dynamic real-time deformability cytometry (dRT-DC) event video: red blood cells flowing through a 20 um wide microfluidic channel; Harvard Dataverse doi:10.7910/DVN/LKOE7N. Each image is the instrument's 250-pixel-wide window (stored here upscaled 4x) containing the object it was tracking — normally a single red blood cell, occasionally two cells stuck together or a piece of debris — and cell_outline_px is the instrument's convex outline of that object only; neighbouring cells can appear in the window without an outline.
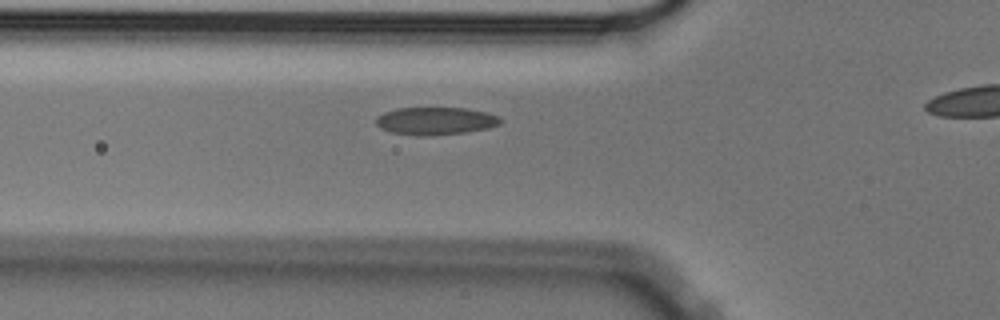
{"species": "Egyptian fruit bat (a non-hibernating species)", "species_latin": "Rousettus aegyptiacus", "temperature_condition": "cold", "stored_images_in_passage": 40, "camera_frame_rate_fps": 3000, "um_per_image_px": 0.085, "animal": {"sex": "male"}, "frame": {"image": 1, "passage_image": 13, "time_ms": 4.0, "image_size_px": [1000, 320], "cell_outline_px": [[504, 120], [500, 124], [488, 128], [468, 132], [428, 136], [420, 136], [392, 132], [380, 128], [376, 124], [376, 116], [384, 112], [396, 108], [468, 108], [500, 116]], "centroid_in_image_um": [37.04, 10.28], "position_along_channel_um": 88.8, "area_um2": 20.23}}
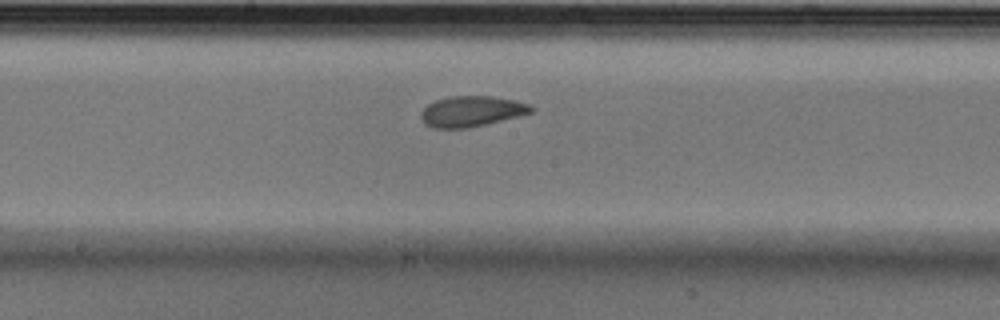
{"frame": {"image": 2, "passage_image": 23, "time_ms": 7.333, "image_size_px": [1000, 320], "cell_outline_px": [[536, 108], [532, 112], [468, 128], [432, 128], [424, 124], [420, 120], [420, 112], [428, 104], [436, 100], [448, 96], [492, 96], [516, 100], [528, 104]], "centroid_in_image_um": [40.03, 9.45], "position_along_channel_um": 208.2, "area_um2": 19.65}}
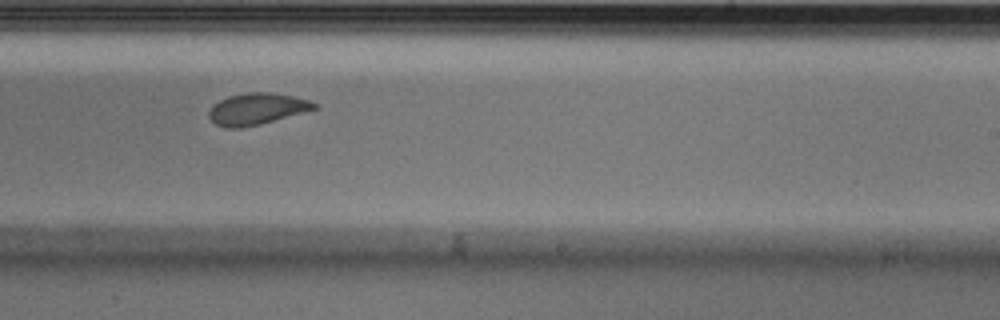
{"frame": {"image": 3, "passage_image": 28, "time_ms": 9.0, "image_size_px": [1000, 320], "cell_outline_px": [[316, 108], [304, 112], [260, 124], [240, 128], [228, 128], [216, 124], [208, 116], [208, 112], [212, 104], [228, 96], [248, 92], [272, 92], [292, 96], [308, 100], [316, 104]], "centroid_in_image_um": [21.78, 9.25], "position_along_channel_um": 267.2, "area_um2": 19.19}}